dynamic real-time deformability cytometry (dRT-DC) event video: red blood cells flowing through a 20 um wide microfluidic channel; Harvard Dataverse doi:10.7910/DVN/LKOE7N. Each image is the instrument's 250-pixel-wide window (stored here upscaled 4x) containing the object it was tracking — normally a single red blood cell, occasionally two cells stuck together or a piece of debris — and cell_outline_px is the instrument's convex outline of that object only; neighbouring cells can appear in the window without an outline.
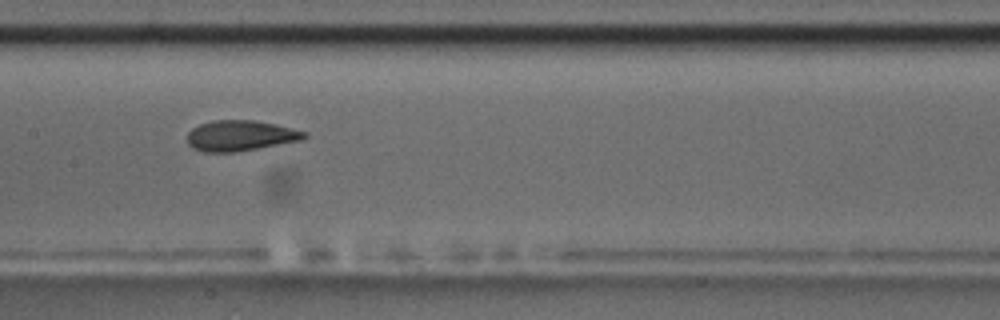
{"species": "common noctule bat (a hibernating species)", "species_latin": "Nyctalus noctula", "temperature_condition": "room temperature", "stored_images_in_passage": 7, "camera_frame_rate_fps": 3000, "um_per_image_px": 0.085, "animal": {"sex": "male", "body_mass_g": 17.5, "forearm_length_mm": 52.3}, "frame": {"image": 1, "passage_image": 4, "time_ms": 3.333, "image_size_px": [1000, 320], "cell_outline_px": [[308, 136], [300, 140], [236, 152], [204, 152], [192, 148], [188, 144], [188, 132], [192, 128], [200, 124], [212, 120], [252, 120], [276, 124], [308, 132]], "centroid_in_image_um": [20.42, 11.53], "position_along_channel_um": 187.0, "area_um2": 20.81}}